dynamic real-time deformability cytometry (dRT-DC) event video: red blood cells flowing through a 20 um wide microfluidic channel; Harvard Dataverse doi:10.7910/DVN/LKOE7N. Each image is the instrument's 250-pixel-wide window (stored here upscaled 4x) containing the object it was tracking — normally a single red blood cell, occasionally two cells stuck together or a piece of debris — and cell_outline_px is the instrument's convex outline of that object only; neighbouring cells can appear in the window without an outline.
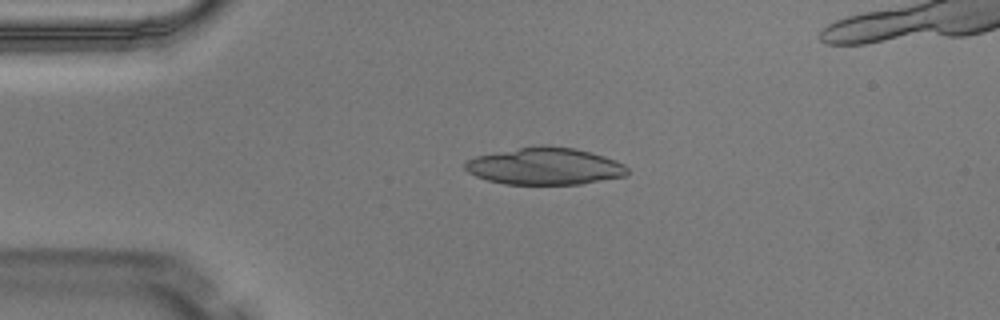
{"species": "Egyptian fruit bat (a non-hibernating species)", "species_latin": "Rousettus aegyptiacus", "temperature_condition": "warm", "stored_images_in_passage": 3, "camera_frame_rate_fps": 3000, "um_per_image_px": 0.085, "animal": {"sex": "male"}, "frame": {"image": 1, "passage_image": 1, "time_ms": 0.0, "image_size_px": [1000, 320], "cell_outline_px": [[628, 172], [624, 176], [580, 184], [504, 184], [488, 180], [476, 176], [468, 172], [464, 168], [464, 164], [468, 160], [476, 156], [496, 152], [540, 144], [548, 144], [572, 148], [592, 152], [616, 160], [624, 164], [628, 168]], "centroid_in_image_um": [46.32, 14.12], "position_along_channel_um": 38.7, "area_um2": 35.08}}